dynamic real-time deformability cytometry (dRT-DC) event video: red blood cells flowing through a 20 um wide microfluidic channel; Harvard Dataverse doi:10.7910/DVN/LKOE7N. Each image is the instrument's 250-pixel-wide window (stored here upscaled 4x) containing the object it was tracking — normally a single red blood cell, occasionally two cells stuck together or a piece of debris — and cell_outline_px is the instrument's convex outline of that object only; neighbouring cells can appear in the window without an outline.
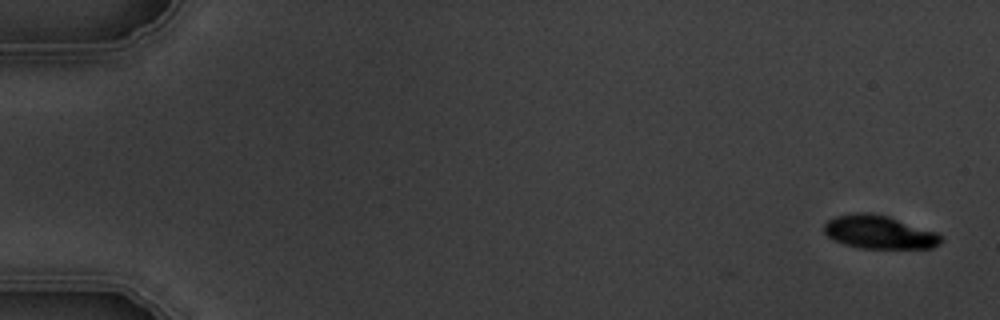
{"species": "common noctule bat (a hibernating species)", "species_latin": "Nyctalus noctula", "temperature_condition": "warm", "stored_images_in_passage": 9, "camera_frame_rate_fps": 3000, "um_per_image_px": 0.085, "animal": {"sex": "male", "body_mass_g": 19.5, "forearm_length_mm": 54.6}, "frame": {"image": 1, "passage_image": 1, "time_ms": 0.0, "image_size_px": [1000, 320], "cell_outline_px": [[944, 240], [940, 244], [932, 248], [860, 248], [844, 244], [828, 236], [824, 232], [824, 224], [828, 220], [836, 216], [856, 212], [872, 212], [888, 216], [936, 232], [944, 236]], "centroid_in_image_um": [74.76, 19.73], "position_along_channel_um": 10.2, "area_um2": 22.77}}
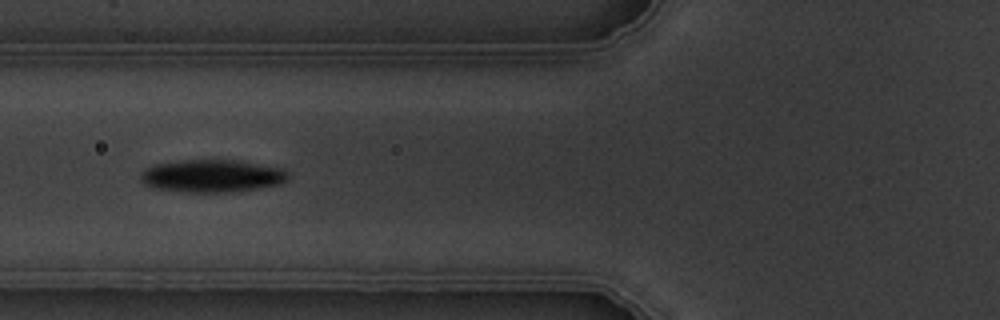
{"frame": {"image": 2, "passage_image": 6, "time_ms": 6.667, "image_size_px": [1000, 320], "cell_outline_px": [[288, 180], [280, 184], [228, 192], [188, 192], [156, 188], [144, 184], [140, 180], [140, 176], [144, 168], [152, 164], [180, 160], [232, 160], [280, 168], [288, 172]], "centroid_in_image_um": [17.95, 14.95], "position_along_channel_um": 107.8, "area_um2": 27.8}}
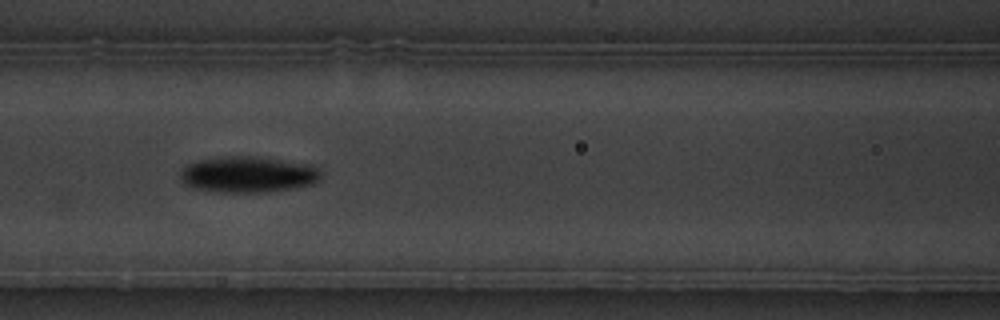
{"frame": {"image": 3, "passage_image": 7, "time_ms": 7.667, "image_size_px": [1000, 320], "cell_outline_px": [[320, 180], [312, 184], [292, 188], [268, 192], [216, 192], [192, 188], [184, 184], [180, 180], [180, 168], [196, 160], [224, 156], [252, 156], [312, 164], [320, 172]], "centroid_in_image_um": [21.02, 14.83], "position_along_channel_um": 145.6, "area_um2": 29.88}}